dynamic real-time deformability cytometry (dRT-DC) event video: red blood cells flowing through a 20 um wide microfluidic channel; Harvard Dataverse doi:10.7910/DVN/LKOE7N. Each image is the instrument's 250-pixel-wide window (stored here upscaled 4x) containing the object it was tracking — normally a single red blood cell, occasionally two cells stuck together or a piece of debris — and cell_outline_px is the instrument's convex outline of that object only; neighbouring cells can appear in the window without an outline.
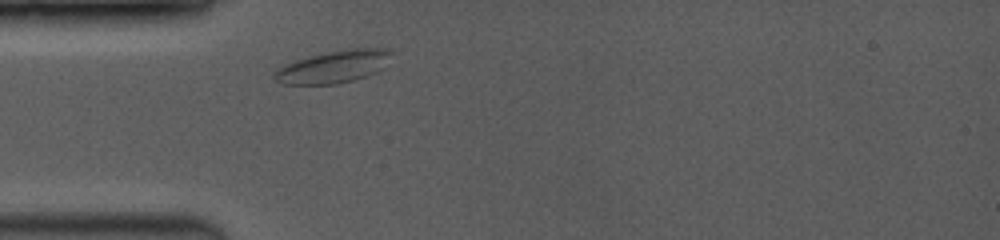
{"species": "common noctule bat (a hibernating species)", "species_latin": "Nyctalus noctula", "temperature_condition": "room temperature", "stored_images_in_passage": 22, "camera_frame_rate_fps": 3500, "um_per_image_px": 0.085, "animal": {"sex": "female", "body_mass_g": 19.0, "forearm_length_mm": 53.3}, "frame": {"image": 1, "passage_image": 2, "time_ms": 0.571, "image_size_px": [1000, 240], "cell_outline_px": [[396, 48], [376, 72], [352, 80], [336, 84], [284, 84], [276, 80], [272, 76], [284, 64], [308, 56], [344, 48]], "centroid_in_image_um": [28.34, 5.64], "position_along_channel_um": 56.7, "area_um2": 21.85}}
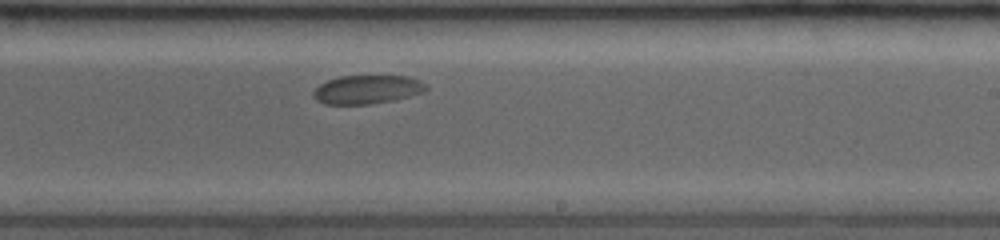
{"frame": {"image": 2, "passage_image": 13, "time_ms": 6.0, "image_size_px": [1000, 240], "cell_outline_px": [[428, 88], [424, 92], [392, 100], [368, 104], [324, 104], [316, 100], [312, 96], [312, 92], [320, 84], [328, 80], [340, 76], [408, 76], [420, 80], [428, 84]], "centroid_in_image_um": [31.21, 7.6], "position_along_channel_um": 257.8, "area_um2": 18.84}}
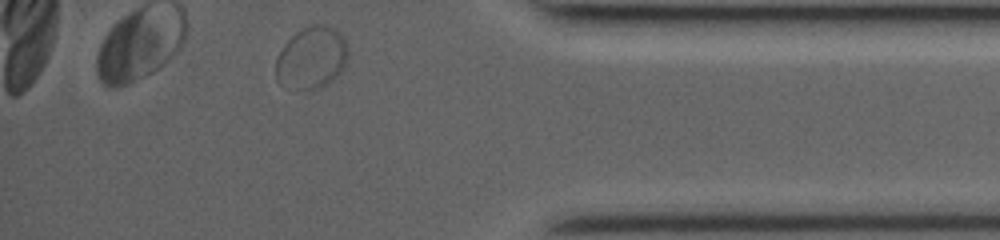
{"frame": {"image": 3, "passage_image": 22, "time_ms": 10.286, "image_size_px": [1000, 240], "cell_outline_px": [[348, 56], [340, 72], [336, 76], [320, 88], [300, 88], [280, 84], [276, 80], [276, 60], [284, 44], [296, 32], [312, 24], [324, 24], [340, 32], [344, 36], [348, 48]], "centroid_in_image_um": [26.5, 4.87], "position_along_channel_um": 408.7, "area_um2": 25.78}}